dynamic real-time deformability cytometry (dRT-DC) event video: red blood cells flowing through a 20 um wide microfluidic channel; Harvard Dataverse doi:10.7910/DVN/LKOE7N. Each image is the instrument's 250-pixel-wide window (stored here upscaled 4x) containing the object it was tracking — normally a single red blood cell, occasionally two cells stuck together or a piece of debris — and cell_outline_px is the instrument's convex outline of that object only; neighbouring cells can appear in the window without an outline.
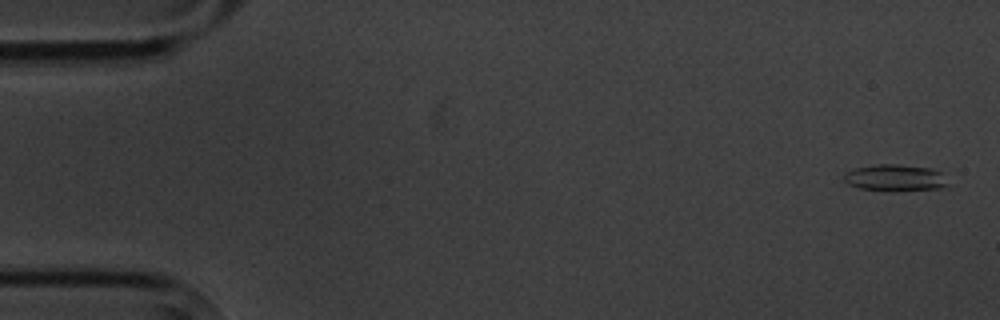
{"species": "common noctule bat (a hibernating species)", "species_latin": "Nyctalus noctula", "temperature_condition": "cold", "stored_images_in_passage": 3, "camera_frame_rate_fps": 3000, "um_per_image_px": 0.085, "animal": {"sex": "male", "body_mass_g": 20.1, "forearm_length_mm": 53.5}, "frame": {"image": 1, "passage_image": 1, "time_ms": 0.0, "image_size_px": [1000, 320], "cell_outline_px": [[944, 188], [896, 192], [892, 192], [860, 188], [848, 184], [844, 180], [844, 172], [856, 168], [880, 164], [896, 164], [932, 168], [940, 172], [944, 184]], "centroid_in_image_um": [76.03, 15.13], "position_along_channel_um": 9.0, "area_um2": 16.13}}